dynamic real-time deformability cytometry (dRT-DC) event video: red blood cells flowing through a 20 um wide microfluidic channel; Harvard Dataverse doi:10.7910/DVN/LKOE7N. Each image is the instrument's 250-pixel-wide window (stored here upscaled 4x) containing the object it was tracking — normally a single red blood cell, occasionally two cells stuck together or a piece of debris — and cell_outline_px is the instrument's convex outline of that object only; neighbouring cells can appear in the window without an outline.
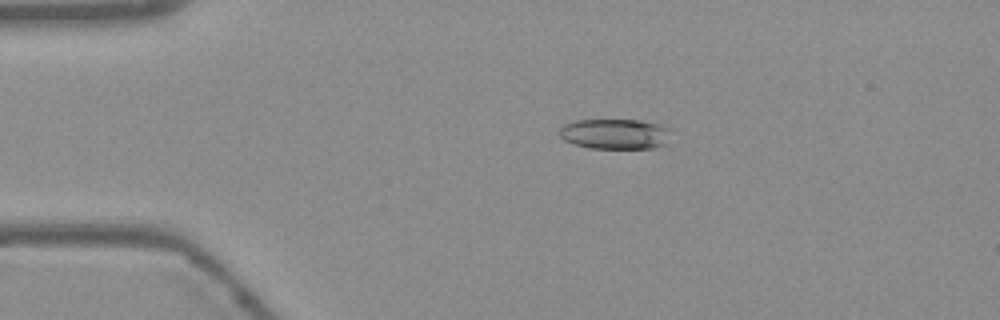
{"species": "Egyptian fruit bat (a non-hibernating species)", "species_latin": "Rousettus aegyptiacus", "temperature_condition": "warm", "stored_images_in_passage": 53, "camera_frame_rate_fps": 3000, "um_per_image_px": 0.085, "frame": {"image": 1, "passage_image": 10, "time_ms": 3.0, "image_size_px": [1000, 320], "cell_outline_px": [[672, 128], [668, 144], [652, 148], [592, 148], [572, 144], [564, 140], [560, 136], [560, 128], [564, 124], [576, 120], [640, 120]], "centroid_in_image_um": [52.31, 11.39], "position_along_channel_um": 32.7, "area_um2": 19.88}}
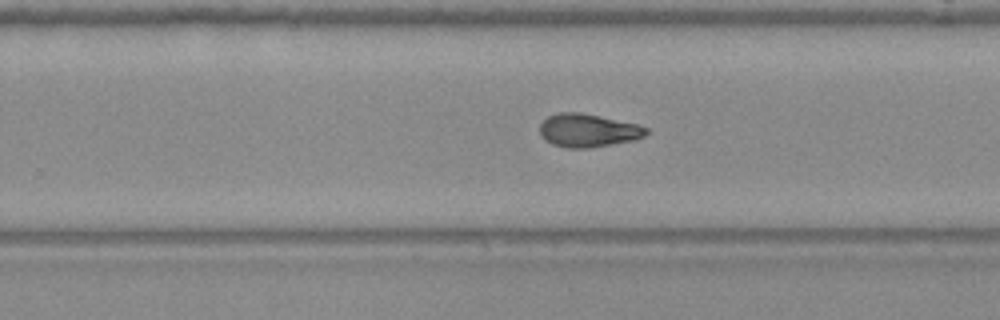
{"frame": {"image": 2, "passage_image": 33, "time_ms": 10.667, "image_size_px": [1000, 320], "cell_outline_px": [[652, 132], [636, 140], [588, 148], [568, 148], [552, 144], [544, 140], [540, 136], [540, 124], [548, 116], [560, 112], [580, 112], [636, 124], [648, 128]], "centroid_in_image_um": [49.99, 11.09], "position_along_channel_um": 279.8, "area_um2": 20.69}}
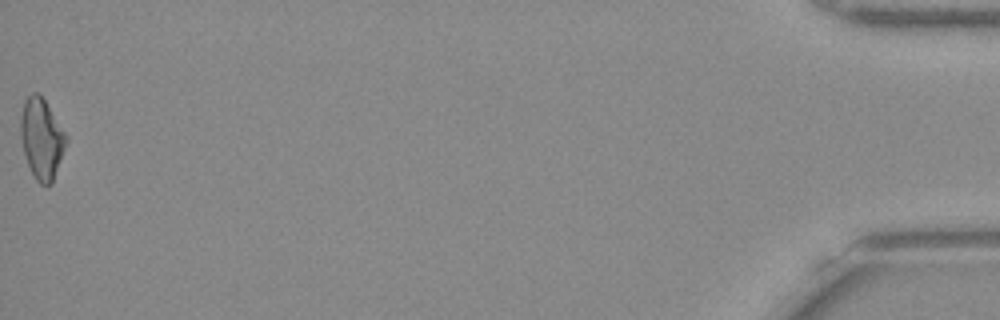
{"frame": {"image": 3, "passage_image": 53, "time_ms": 17.333, "image_size_px": [1000, 320], "cell_outline_px": [[68, 140], [52, 184], [48, 188], [40, 184], [36, 180], [28, 164], [24, 152], [20, 136], [20, 116], [24, 100], [32, 92], [40, 92], [68, 136]], "centroid_in_image_um": [3.55, 11.77], "position_along_channel_um": 431.7, "area_um2": 21.73}, "authors_computed_cell_mechanics": {"area_um2": 20.519, "velocity_mm_per_s": 3.796, "shape_relaxation_time_tau1_ms": 4.2383, "shape_relaxation_time_tau2_ms": 5.1635, "deformation_change_tau1": 0.1738, "deformation_change_tau2": 0.1313}}